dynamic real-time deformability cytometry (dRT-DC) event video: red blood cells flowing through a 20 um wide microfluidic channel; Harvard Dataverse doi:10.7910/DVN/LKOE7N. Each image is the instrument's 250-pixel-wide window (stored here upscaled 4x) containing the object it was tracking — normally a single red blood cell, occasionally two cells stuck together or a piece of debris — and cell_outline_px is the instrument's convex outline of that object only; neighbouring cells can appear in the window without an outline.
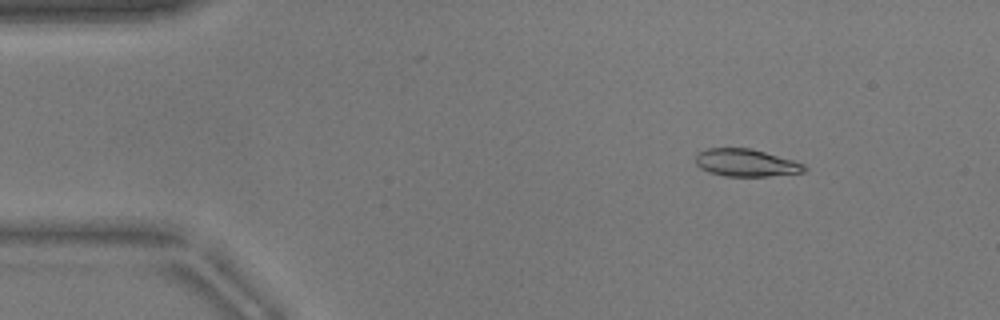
{"species": "common noctule bat (a hibernating species)", "species_latin": "Nyctalus noctula", "temperature_condition": "warm", "stored_images_in_passage": 47, "camera_frame_rate_fps": 3000, "um_per_image_px": 0.085, "animal": {"sex": "male", "body_mass_g": 17.9}, "frame": {"image": 1, "passage_image": 2, "time_ms": 0.333, "image_size_px": [1000, 320], "cell_outline_px": [[808, 168], [804, 172], [768, 176], [724, 176], [708, 172], [700, 168], [696, 164], [696, 152], [708, 148], [752, 148], [792, 160], [804, 164]], "centroid_in_image_um": [63.38, 13.83], "position_along_channel_um": 21.6, "area_um2": 17.46}}
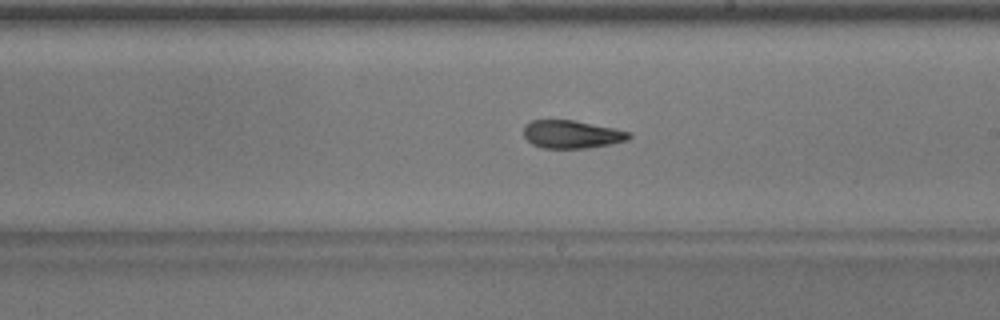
{"frame": {"image": 2, "passage_image": 25, "time_ms": 8.0, "image_size_px": [1000, 320], "cell_outline_px": [[632, 136], [628, 140], [588, 148], [544, 148], [532, 144], [524, 136], [524, 124], [532, 120], [572, 120], [612, 128], [628, 132]], "centroid_in_image_um": [48.55, 11.42], "position_along_channel_um": 240.4, "area_um2": 16.94}}
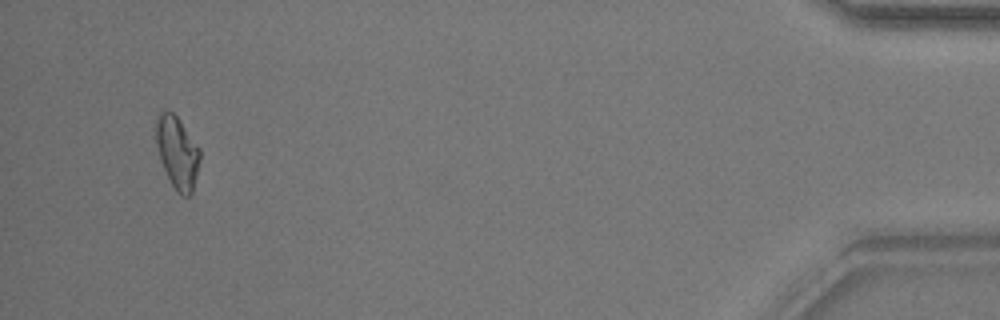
{"frame": {"image": 3, "passage_image": 45, "time_ms": 14.667, "image_size_px": [1000, 320], "cell_outline_px": [[200, 160], [192, 192], [188, 196], [180, 196], [176, 192], [164, 168], [160, 156], [156, 140], [156, 116], [160, 112], [172, 112], [176, 116], [200, 148]], "centroid_in_image_um": [15.08, 12.97], "position_along_channel_um": 420.1, "area_um2": 18.09}, "authors_computed_cell_mechanics": {"area_um2": 17.6868, "velocity_mm_per_s": 3.8581, "shape_relaxation_time_tau1_ms": null, "shape_relaxation_time_tau2_ms": 3.9111, "deformation_change_tau1": null, "deformation_change_tau2": 0.0972}}